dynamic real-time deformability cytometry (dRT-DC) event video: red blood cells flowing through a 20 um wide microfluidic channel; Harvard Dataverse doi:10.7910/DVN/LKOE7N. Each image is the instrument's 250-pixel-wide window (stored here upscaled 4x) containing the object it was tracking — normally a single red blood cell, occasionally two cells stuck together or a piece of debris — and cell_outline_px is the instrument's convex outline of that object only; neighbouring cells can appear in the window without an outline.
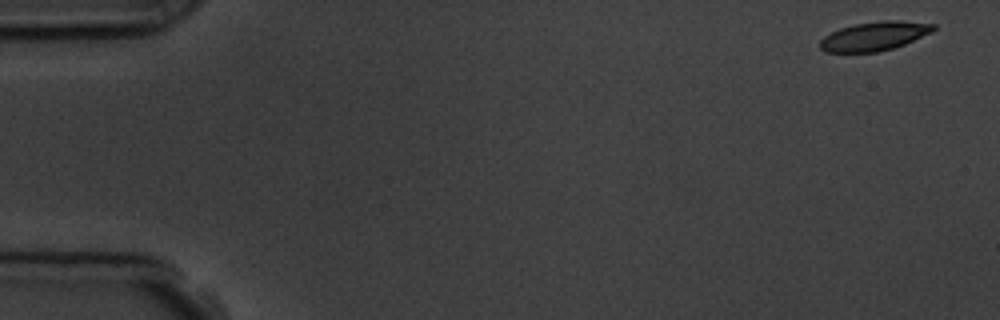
{"species": "common noctule bat (a hibernating species)", "species_latin": "Nyctalus noctula", "temperature_condition": "room temperature", "stored_images_in_passage": 4, "camera_frame_rate_fps": 3000, "um_per_image_px": 0.085, "animal": {"sex": "male", "body_mass_g": 19.5, "forearm_length_mm": 54.6}, "frame": {"image": 1, "passage_image": 1, "time_ms": 0.0, "image_size_px": [1000, 320], "cell_outline_px": [[936, 28], [932, 32], [904, 44], [892, 48], [876, 52], [828, 52], [820, 48], [820, 40], [824, 36], [840, 28], [856, 24], [884, 20], [900, 20], [936, 24]], "centroid_in_image_um": [74.34, 3.06], "position_along_channel_um": 10.7, "area_um2": 18.96}}